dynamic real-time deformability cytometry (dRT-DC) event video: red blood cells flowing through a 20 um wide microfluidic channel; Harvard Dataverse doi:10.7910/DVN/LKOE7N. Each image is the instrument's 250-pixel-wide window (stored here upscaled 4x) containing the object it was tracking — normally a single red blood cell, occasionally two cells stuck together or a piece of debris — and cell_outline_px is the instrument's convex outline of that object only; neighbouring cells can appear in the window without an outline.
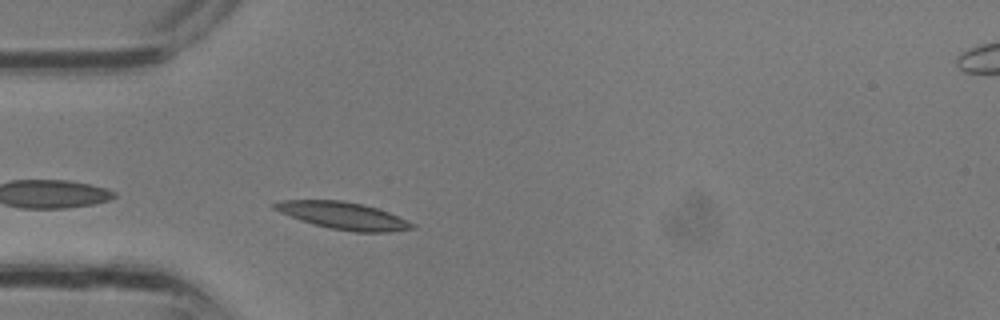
{"species": "common noctule bat (a hibernating species)", "species_latin": "Nyctalus noctula", "temperature_condition": "room temperature", "stored_images_in_passage": 19, "camera_frame_rate_fps": 3000, "um_per_image_px": 0.085, "animal": {"sex": "male", "body_mass_g": 13.3}, "frame": {"image": 1, "passage_image": 1, "time_ms": 0.0, "image_size_px": [1000, 320], "cell_outline_px": [[416, 228], [388, 232], [356, 232], [332, 228], [312, 224], [300, 220], [280, 212], [272, 208], [272, 204], [280, 200], [344, 200], [364, 204], [388, 212], [408, 220], [416, 224]], "centroid_in_image_um": [29.19, 18.32], "position_along_channel_um": 55.8, "area_um2": 21.85}}
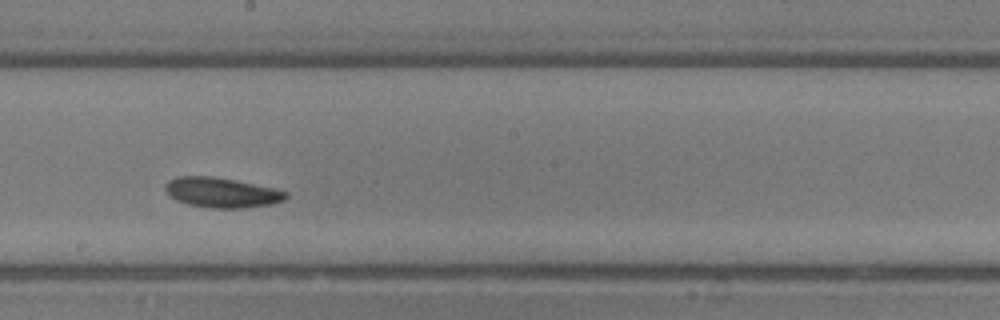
{"frame": {"image": 2, "passage_image": 10, "time_ms": 3.0, "image_size_px": [1000, 320], "cell_outline_px": [[288, 196], [284, 200], [272, 204], [244, 208], [212, 208], [188, 204], [176, 200], [168, 196], [164, 188], [164, 184], [168, 180], [176, 176], [212, 176], [236, 180], [272, 188], [288, 192]], "centroid_in_image_um": [18.8, 16.36], "position_along_channel_um": 229.4, "area_um2": 21.21}}
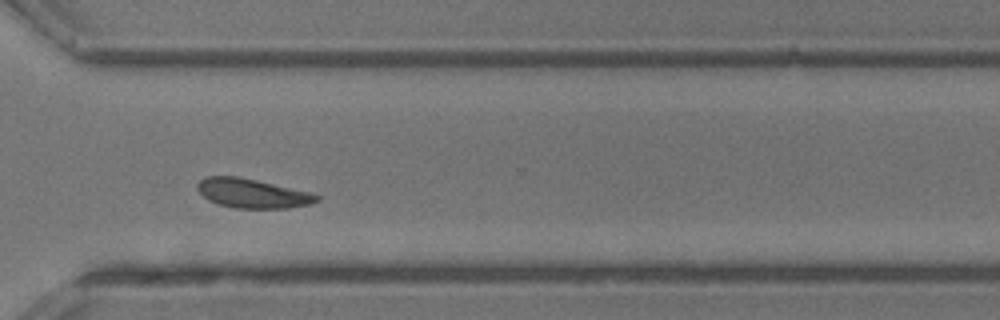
{"frame": {"image": 3, "passage_image": 16, "time_ms": 5.0, "image_size_px": [1000, 320], "cell_outline_px": [[320, 200], [312, 204], [288, 208], [236, 208], [220, 204], [208, 200], [196, 188], [196, 184], [204, 176], [236, 176], [256, 180], [308, 192], [320, 196]], "centroid_in_image_um": [21.43, 16.43], "position_along_channel_um": 349.2, "area_um2": 20.17}}